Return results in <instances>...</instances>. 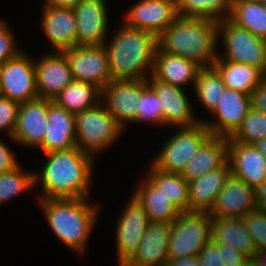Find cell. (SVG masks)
Wrapping results in <instances>:
<instances>
[{"mask_svg":"<svg viewBox=\"0 0 266 266\" xmlns=\"http://www.w3.org/2000/svg\"><path fill=\"white\" fill-rule=\"evenodd\" d=\"M45 155L47 162L42 172L34 174L35 184L42 181L44 195L40 199L87 198L92 184L93 157L79 147Z\"/></svg>","mask_w":266,"mask_h":266,"instance_id":"cell-1","label":"cell"},{"mask_svg":"<svg viewBox=\"0 0 266 266\" xmlns=\"http://www.w3.org/2000/svg\"><path fill=\"white\" fill-rule=\"evenodd\" d=\"M218 38L217 21L178 15L157 37V43L163 52L193 60L200 67H213L219 57L215 50Z\"/></svg>","mask_w":266,"mask_h":266,"instance_id":"cell-2","label":"cell"},{"mask_svg":"<svg viewBox=\"0 0 266 266\" xmlns=\"http://www.w3.org/2000/svg\"><path fill=\"white\" fill-rule=\"evenodd\" d=\"M104 47L112 79L147 80L152 75L158 43L151 32L123 22L109 45L105 43ZM146 69H150L148 76L144 73Z\"/></svg>","mask_w":266,"mask_h":266,"instance_id":"cell-3","label":"cell"},{"mask_svg":"<svg viewBox=\"0 0 266 266\" xmlns=\"http://www.w3.org/2000/svg\"><path fill=\"white\" fill-rule=\"evenodd\" d=\"M87 198L40 199L45 217L57 238L67 247L83 252L96 222L98 208Z\"/></svg>","mask_w":266,"mask_h":266,"instance_id":"cell-4","label":"cell"},{"mask_svg":"<svg viewBox=\"0 0 266 266\" xmlns=\"http://www.w3.org/2000/svg\"><path fill=\"white\" fill-rule=\"evenodd\" d=\"M100 104L75 114L77 147L92 157L115 142L124 130L105 105Z\"/></svg>","mask_w":266,"mask_h":266,"instance_id":"cell-5","label":"cell"},{"mask_svg":"<svg viewBox=\"0 0 266 266\" xmlns=\"http://www.w3.org/2000/svg\"><path fill=\"white\" fill-rule=\"evenodd\" d=\"M211 215L204 211L180 212L170 226L169 259L198 256L211 240Z\"/></svg>","mask_w":266,"mask_h":266,"instance_id":"cell-6","label":"cell"},{"mask_svg":"<svg viewBox=\"0 0 266 266\" xmlns=\"http://www.w3.org/2000/svg\"><path fill=\"white\" fill-rule=\"evenodd\" d=\"M210 136L211 132L203 120L195 126L180 127V131L165 142L150 163L163 172L180 174Z\"/></svg>","mask_w":266,"mask_h":266,"instance_id":"cell-7","label":"cell"},{"mask_svg":"<svg viewBox=\"0 0 266 266\" xmlns=\"http://www.w3.org/2000/svg\"><path fill=\"white\" fill-rule=\"evenodd\" d=\"M219 37L225 44V57L260 69L266 75V40L233 23L229 18L218 22Z\"/></svg>","mask_w":266,"mask_h":266,"instance_id":"cell-8","label":"cell"},{"mask_svg":"<svg viewBox=\"0 0 266 266\" xmlns=\"http://www.w3.org/2000/svg\"><path fill=\"white\" fill-rule=\"evenodd\" d=\"M1 94L17 103L39 98L35 62L20 52L0 66Z\"/></svg>","mask_w":266,"mask_h":266,"instance_id":"cell-9","label":"cell"},{"mask_svg":"<svg viewBox=\"0 0 266 266\" xmlns=\"http://www.w3.org/2000/svg\"><path fill=\"white\" fill-rule=\"evenodd\" d=\"M63 53L75 81L91 83L102 90L112 80L104 45H75Z\"/></svg>","mask_w":266,"mask_h":266,"instance_id":"cell-10","label":"cell"},{"mask_svg":"<svg viewBox=\"0 0 266 266\" xmlns=\"http://www.w3.org/2000/svg\"><path fill=\"white\" fill-rule=\"evenodd\" d=\"M147 87V80L112 79L102 89L101 99L105 107L123 129L125 122H137V104Z\"/></svg>","mask_w":266,"mask_h":266,"instance_id":"cell-11","label":"cell"},{"mask_svg":"<svg viewBox=\"0 0 266 266\" xmlns=\"http://www.w3.org/2000/svg\"><path fill=\"white\" fill-rule=\"evenodd\" d=\"M117 222V254L119 266H123L137 251L140 241L150 224L147 213L132 195Z\"/></svg>","mask_w":266,"mask_h":266,"instance_id":"cell-12","label":"cell"},{"mask_svg":"<svg viewBox=\"0 0 266 266\" xmlns=\"http://www.w3.org/2000/svg\"><path fill=\"white\" fill-rule=\"evenodd\" d=\"M125 15V24L158 37L178 16L176 0H140Z\"/></svg>","mask_w":266,"mask_h":266,"instance_id":"cell-13","label":"cell"},{"mask_svg":"<svg viewBox=\"0 0 266 266\" xmlns=\"http://www.w3.org/2000/svg\"><path fill=\"white\" fill-rule=\"evenodd\" d=\"M250 108V94L225 88L218 106L212 112L217 120L203 123L211 135L230 138L240 127Z\"/></svg>","mask_w":266,"mask_h":266,"instance_id":"cell-14","label":"cell"},{"mask_svg":"<svg viewBox=\"0 0 266 266\" xmlns=\"http://www.w3.org/2000/svg\"><path fill=\"white\" fill-rule=\"evenodd\" d=\"M150 77L147 83L160 99L163 125L170 124L180 128L195 126L201 122L195 119L191 104L182 88L158 81L152 75Z\"/></svg>","mask_w":266,"mask_h":266,"instance_id":"cell-15","label":"cell"},{"mask_svg":"<svg viewBox=\"0 0 266 266\" xmlns=\"http://www.w3.org/2000/svg\"><path fill=\"white\" fill-rule=\"evenodd\" d=\"M49 100L37 98L20 103L17 125L12 140L25 147H37L43 142L47 132Z\"/></svg>","mask_w":266,"mask_h":266,"instance_id":"cell-16","label":"cell"},{"mask_svg":"<svg viewBox=\"0 0 266 266\" xmlns=\"http://www.w3.org/2000/svg\"><path fill=\"white\" fill-rule=\"evenodd\" d=\"M39 60L35 62L38 96L53 101L74 80L69 62L63 52Z\"/></svg>","mask_w":266,"mask_h":266,"instance_id":"cell-17","label":"cell"},{"mask_svg":"<svg viewBox=\"0 0 266 266\" xmlns=\"http://www.w3.org/2000/svg\"><path fill=\"white\" fill-rule=\"evenodd\" d=\"M105 0H81L74 8L77 19V45H104L108 33Z\"/></svg>","mask_w":266,"mask_h":266,"instance_id":"cell-18","label":"cell"},{"mask_svg":"<svg viewBox=\"0 0 266 266\" xmlns=\"http://www.w3.org/2000/svg\"><path fill=\"white\" fill-rule=\"evenodd\" d=\"M256 208L254 188L231 173L209 214L212 217L243 218Z\"/></svg>","mask_w":266,"mask_h":266,"instance_id":"cell-19","label":"cell"},{"mask_svg":"<svg viewBox=\"0 0 266 266\" xmlns=\"http://www.w3.org/2000/svg\"><path fill=\"white\" fill-rule=\"evenodd\" d=\"M41 26L56 52L77 45V19L73 9L44 4Z\"/></svg>","mask_w":266,"mask_h":266,"instance_id":"cell-20","label":"cell"},{"mask_svg":"<svg viewBox=\"0 0 266 266\" xmlns=\"http://www.w3.org/2000/svg\"><path fill=\"white\" fill-rule=\"evenodd\" d=\"M231 173L255 188L266 180V160L253 144L228 140Z\"/></svg>","mask_w":266,"mask_h":266,"instance_id":"cell-21","label":"cell"},{"mask_svg":"<svg viewBox=\"0 0 266 266\" xmlns=\"http://www.w3.org/2000/svg\"><path fill=\"white\" fill-rule=\"evenodd\" d=\"M47 121V132L43 142L38 146L45 154L77 147L75 114L49 100Z\"/></svg>","mask_w":266,"mask_h":266,"instance_id":"cell-22","label":"cell"},{"mask_svg":"<svg viewBox=\"0 0 266 266\" xmlns=\"http://www.w3.org/2000/svg\"><path fill=\"white\" fill-rule=\"evenodd\" d=\"M171 224L150 222L139 248L123 266H166Z\"/></svg>","mask_w":266,"mask_h":266,"instance_id":"cell-23","label":"cell"},{"mask_svg":"<svg viewBox=\"0 0 266 266\" xmlns=\"http://www.w3.org/2000/svg\"><path fill=\"white\" fill-rule=\"evenodd\" d=\"M230 174L231 166L227 161L221 168L188 182L190 211L210 212Z\"/></svg>","mask_w":266,"mask_h":266,"instance_id":"cell-24","label":"cell"},{"mask_svg":"<svg viewBox=\"0 0 266 266\" xmlns=\"http://www.w3.org/2000/svg\"><path fill=\"white\" fill-rule=\"evenodd\" d=\"M227 161L228 138L211 135L180 174L187 182H190L207 172L221 168Z\"/></svg>","mask_w":266,"mask_h":266,"instance_id":"cell-25","label":"cell"},{"mask_svg":"<svg viewBox=\"0 0 266 266\" xmlns=\"http://www.w3.org/2000/svg\"><path fill=\"white\" fill-rule=\"evenodd\" d=\"M200 66L193 60L163 52L157 47L152 76L176 87L196 83Z\"/></svg>","mask_w":266,"mask_h":266,"instance_id":"cell-26","label":"cell"},{"mask_svg":"<svg viewBox=\"0 0 266 266\" xmlns=\"http://www.w3.org/2000/svg\"><path fill=\"white\" fill-rule=\"evenodd\" d=\"M211 241L227 244L254 258L256 250L243 218L211 217Z\"/></svg>","mask_w":266,"mask_h":266,"instance_id":"cell-27","label":"cell"},{"mask_svg":"<svg viewBox=\"0 0 266 266\" xmlns=\"http://www.w3.org/2000/svg\"><path fill=\"white\" fill-rule=\"evenodd\" d=\"M147 180L180 212L190 211L188 182L179 173H167L150 164Z\"/></svg>","mask_w":266,"mask_h":266,"instance_id":"cell-28","label":"cell"},{"mask_svg":"<svg viewBox=\"0 0 266 266\" xmlns=\"http://www.w3.org/2000/svg\"><path fill=\"white\" fill-rule=\"evenodd\" d=\"M220 72L225 87L247 94L259 85L266 75L258 68L244 63L221 60L219 57L214 65Z\"/></svg>","mask_w":266,"mask_h":266,"instance_id":"cell-29","label":"cell"},{"mask_svg":"<svg viewBox=\"0 0 266 266\" xmlns=\"http://www.w3.org/2000/svg\"><path fill=\"white\" fill-rule=\"evenodd\" d=\"M134 193L132 195L144 207L150 222L172 224L180 214L147 179Z\"/></svg>","mask_w":266,"mask_h":266,"instance_id":"cell-30","label":"cell"},{"mask_svg":"<svg viewBox=\"0 0 266 266\" xmlns=\"http://www.w3.org/2000/svg\"><path fill=\"white\" fill-rule=\"evenodd\" d=\"M102 90L91 83L73 80L53 100L72 114L80 113L98 105L102 100Z\"/></svg>","mask_w":266,"mask_h":266,"instance_id":"cell-31","label":"cell"},{"mask_svg":"<svg viewBox=\"0 0 266 266\" xmlns=\"http://www.w3.org/2000/svg\"><path fill=\"white\" fill-rule=\"evenodd\" d=\"M229 19L253 35L266 40V9L262 2L232 0Z\"/></svg>","mask_w":266,"mask_h":266,"instance_id":"cell-32","label":"cell"},{"mask_svg":"<svg viewBox=\"0 0 266 266\" xmlns=\"http://www.w3.org/2000/svg\"><path fill=\"white\" fill-rule=\"evenodd\" d=\"M225 88L223 78L215 66L200 68L194 89L209 113H212L218 106Z\"/></svg>","mask_w":266,"mask_h":266,"instance_id":"cell-33","label":"cell"},{"mask_svg":"<svg viewBox=\"0 0 266 266\" xmlns=\"http://www.w3.org/2000/svg\"><path fill=\"white\" fill-rule=\"evenodd\" d=\"M176 6L179 16L206 18L219 22L230 17L232 0H176Z\"/></svg>","mask_w":266,"mask_h":266,"instance_id":"cell-34","label":"cell"},{"mask_svg":"<svg viewBox=\"0 0 266 266\" xmlns=\"http://www.w3.org/2000/svg\"><path fill=\"white\" fill-rule=\"evenodd\" d=\"M263 138H266V114L251 107L240 127L228 140L253 144Z\"/></svg>","mask_w":266,"mask_h":266,"instance_id":"cell-35","label":"cell"},{"mask_svg":"<svg viewBox=\"0 0 266 266\" xmlns=\"http://www.w3.org/2000/svg\"><path fill=\"white\" fill-rule=\"evenodd\" d=\"M20 165L13 171L0 174V203L10 200L35 185L34 172L20 170Z\"/></svg>","mask_w":266,"mask_h":266,"instance_id":"cell-36","label":"cell"},{"mask_svg":"<svg viewBox=\"0 0 266 266\" xmlns=\"http://www.w3.org/2000/svg\"><path fill=\"white\" fill-rule=\"evenodd\" d=\"M148 121L163 126L160 99L149 86L142 92L137 104V122Z\"/></svg>","mask_w":266,"mask_h":266,"instance_id":"cell-37","label":"cell"},{"mask_svg":"<svg viewBox=\"0 0 266 266\" xmlns=\"http://www.w3.org/2000/svg\"><path fill=\"white\" fill-rule=\"evenodd\" d=\"M256 253L266 251V210L256 208L243 217Z\"/></svg>","mask_w":266,"mask_h":266,"instance_id":"cell-38","label":"cell"},{"mask_svg":"<svg viewBox=\"0 0 266 266\" xmlns=\"http://www.w3.org/2000/svg\"><path fill=\"white\" fill-rule=\"evenodd\" d=\"M19 103L0 95V130L7 129L12 139L17 125Z\"/></svg>","mask_w":266,"mask_h":266,"instance_id":"cell-39","label":"cell"},{"mask_svg":"<svg viewBox=\"0 0 266 266\" xmlns=\"http://www.w3.org/2000/svg\"><path fill=\"white\" fill-rule=\"evenodd\" d=\"M20 52L22 51L16 48V41H14L8 25L0 21V66L11 58L16 57Z\"/></svg>","mask_w":266,"mask_h":266,"instance_id":"cell-40","label":"cell"},{"mask_svg":"<svg viewBox=\"0 0 266 266\" xmlns=\"http://www.w3.org/2000/svg\"><path fill=\"white\" fill-rule=\"evenodd\" d=\"M218 252H221V258L224 266H243L249 257L230 245L218 243Z\"/></svg>","mask_w":266,"mask_h":266,"instance_id":"cell-41","label":"cell"},{"mask_svg":"<svg viewBox=\"0 0 266 266\" xmlns=\"http://www.w3.org/2000/svg\"><path fill=\"white\" fill-rule=\"evenodd\" d=\"M198 257L201 266H224L221 252H218V243L211 240L200 250Z\"/></svg>","mask_w":266,"mask_h":266,"instance_id":"cell-42","label":"cell"},{"mask_svg":"<svg viewBox=\"0 0 266 266\" xmlns=\"http://www.w3.org/2000/svg\"><path fill=\"white\" fill-rule=\"evenodd\" d=\"M18 166L13 152L0 140V174L13 171Z\"/></svg>","mask_w":266,"mask_h":266,"instance_id":"cell-43","label":"cell"},{"mask_svg":"<svg viewBox=\"0 0 266 266\" xmlns=\"http://www.w3.org/2000/svg\"><path fill=\"white\" fill-rule=\"evenodd\" d=\"M251 107L266 114V77L251 92Z\"/></svg>","mask_w":266,"mask_h":266,"instance_id":"cell-44","label":"cell"},{"mask_svg":"<svg viewBox=\"0 0 266 266\" xmlns=\"http://www.w3.org/2000/svg\"><path fill=\"white\" fill-rule=\"evenodd\" d=\"M254 199L258 209L266 210V180L254 188Z\"/></svg>","mask_w":266,"mask_h":266,"instance_id":"cell-45","label":"cell"},{"mask_svg":"<svg viewBox=\"0 0 266 266\" xmlns=\"http://www.w3.org/2000/svg\"><path fill=\"white\" fill-rule=\"evenodd\" d=\"M166 266H201L198 256L168 259Z\"/></svg>","mask_w":266,"mask_h":266,"instance_id":"cell-46","label":"cell"},{"mask_svg":"<svg viewBox=\"0 0 266 266\" xmlns=\"http://www.w3.org/2000/svg\"><path fill=\"white\" fill-rule=\"evenodd\" d=\"M45 5L73 9L81 0H45Z\"/></svg>","mask_w":266,"mask_h":266,"instance_id":"cell-47","label":"cell"},{"mask_svg":"<svg viewBox=\"0 0 266 266\" xmlns=\"http://www.w3.org/2000/svg\"><path fill=\"white\" fill-rule=\"evenodd\" d=\"M253 145L266 160V138L256 141Z\"/></svg>","mask_w":266,"mask_h":266,"instance_id":"cell-48","label":"cell"},{"mask_svg":"<svg viewBox=\"0 0 266 266\" xmlns=\"http://www.w3.org/2000/svg\"><path fill=\"white\" fill-rule=\"evenodd\" d=\"M254 258L259 266H266V251H261L255 254Z\"/></svg>","mask_w":266,"mask_h":266,"instance_id":"cell-49","label":"cell"},{"mask_svg":"<svg viewBox=\"0 0 266 266\" xmlns=\"http://www.w3.org/2000/svg\"><path fill=\"white\" fill-rule=\"evenodd\" d=\"M243 266H259L255 258H249Z\"/></svg>","mask_w":266,"mask_h":266,"instance_id":"cell-50","label":"cell"},{"mask_svg":"<svg viewBox=\"0 0 266 266\" xmlns=\"http://www.w3.org/2000/svg\"><path fill=\"white\" fill-rule=\"evenodd\" d=\"M245 2H262L263 0H240Z\"/></svg>","mask_w":266,"mask_h":266,"instance_id":"cell-51","label":"cell"},{"mask_svg":"<svg viewBox=\"0 0 266 266\" xmlns=\"http://www.w3.org/2000/svg\"><path fill=\"white\" fill-rule=\"evenodd\" d=\"M262 4H263L264 8L266 9V0H263Z\"/></svg>","mask_w":266,"mask_h":266,"instance_id":"cell-52","label":"cell"}]
</instances>
